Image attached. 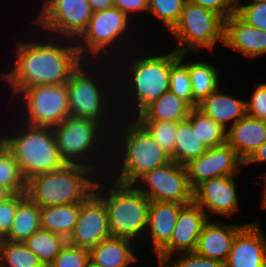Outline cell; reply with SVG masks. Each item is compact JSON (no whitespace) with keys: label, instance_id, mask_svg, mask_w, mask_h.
<instances>
[{"label":"cell","instance_id":"7402d4cb","mask_svg":"<svg viewBox=\"0 0 266 267\" xmlns=\"http://www.w3.org/2000/svg\"><path fill=\"white\" fill-rule=\"evenodd\" d=\"M184 206L176 202L150 201L148 226L151 227L157 254L170 242L178 214Z\"/></svg>","mask_w":266,"mask_h":267},{"label":"cell","instance_id":"277c9868","mask_svg":"<svg viewBox=\"0 0 266 267\" xmlns=\"http://www.w3.org/2000/svg\"><path fill=\"white\" fill-rule=\"evenodd\" d=\"M134 185L116 183L105 204L108 227L113 237L132 240L148 225L150 200Z\"/></svg>","mask_w":266,"mask_h":267},{"label":"cell","instance_id":"d6986e66","mask_svg":"<svg viewBox=\"0 0 266 267\" xmlns=\"http://www.w3.org/2000/svg\"><path fill=\"white\" fill-rule=\"evenodd\" d=\"M226 132V143L245 163L266 141V121L246 114Z\"/></svg>","mask_w":266,"mask_h":267},{"label":"cell","instance_id":"44dd1931","mask_svg":"<svg viewBox=\"0 0 266 267\" xmlns=\"http://www.w3.org/2000/svg\"><path fill=\"white\" fill-rule=\"evenodd\" d=\"M222 226V227H220ZM210 223L204 224L199 236L195 253L200 256L225 263L237 232L243 227Z\"/></svg>","mask_w":266,"mask_h":267},{"label":"cell","instance_id":"6da1fadb","mask_svg":"<svg viewBox=\"0 0 266 267\" xmlns=\"http://www.w3.org/2000/svg\"><path fill=\"white\" fill-rule=\"evenodd\" d=\"M83 44L57 47L52 44H18L14 70L4 77L13 92L44 84H65L71 72L80 64Z\"/></svg>","mask_w":266,"mask_h":267},{"label":"cell","instance_id":"ab89813d","mask_svg":"<svg viewBox=\"0 0 266 267\" xmlns=\"http://www.w3.org/2000/svg\"><path fill=\"white\" fill-rule=\"evenodd\" d=\"M246 114L266 121V83L259 85L251 101L246 102Z\"/></svg>","mask_w":266,"mask_h":267},{"label":"cell","instance_id":"b9f144b4","mask_svg":"<svg viewBox=\"0 0 266 267\" xmlns=\"http://www.w3.org/2000/svg\"><path fill=\"white\" fill-rule=\"evenodd\" d=\"M187 256L177 259L172 263V267H224V263L219 260L206 258L195 252H186Z\"/></svg>","mask_w":266,"mask_h":267},{"label":"cell","instance_id":"f907efd6","mask_svg":"<svg viewBox=\"0 0 266 267\" xmlns=\"http://www.w3.org/2000/svg\"><path fill=\"white\" fill-rule=\"evenodd\" d=\"M169 265H170V266H169ZM169 265H168V264H167V265H164V267H172L171 264H169Z\"/></svg>","mask_w":266,"mask_h":267},{"label":"cell","instance_id":"5b68a950","mask_svg":"<svg viewBox=\"0 0 266 267\" xmlns=\"http://www.w3.org/2000/svg\"><path fill=\"white\" fill-rule=\"evenodd\" d=\"M224 20L220 14L186 1L179 21L171 30L180 44L175 51L178 54H187L191 49H212L218 39L223 43Z\"/></svg>","mask_w":266,"mask_h":267},{"label":"cell","instance_id":"603a6c76","mask_svg":"<svg viewBox=\"0 0 266 267\" xmlns=\"http://www.w3.org/2000/svg\"><path fill=\"white\" fill-rule=\"evenodd\" d=\"M191 106L171 91L163 93L139 114L137 121L180 122L188 118Z\"/></svg>","mask_w":266,"mask_h":267},{"label":"cell","instance_id":"ac0fdd59","mask_svg":"<svg viewBox=\"0 0 266 267\" xmlns=\"http://www.w3.org/2000/svg\"><path fill=\"white\" fill-rule=\"evenodd\" d=\"M128 17L116 7L93 12L86 30L80 37L97 54L111 44L126 29Z\"/></svg>","mask_w":266,"mask_h":267},{"label":"cell","instance_id":"ffe728a7","mask_svg":"<svg viewBox=\"0 0 266 267\" xmlns=\"http://www.w3.org/2000/svg\"><path fill=\"white\" fill-rule=\"evenodd\" d=\"M224 45L249 57L266 53V32L243 21L236 13L224 20Z\"/></svg>","mask_w":266,"mask_h":267},{"label":"cell","instance_id":"7bdbcfd3","mask_svg":"<svg viewBox=\"0 0 266 267\" xmlns=\"http://www.w3.org/2000/svg\"><path fill=\"white\" fill-rule=\"evenodd\" d=\"M114 7L122 11L127 17L130 11H148V0H113Z\"/></svg>","mask_w":266,"mask_h":267},{"label":"cell","instance_id":"8992f818","mask_svg":"<svg viewBox=\"0 0 266 267\" xmlns=\"http://www.w3.org/2000/svg\"><path fill=\"white\" fill-rule=\"evenodd\" d=\"M124 138L126 154L118 183L133 185L147 172L171 161L170 156L138 121L128 124Z\"/></svg>","mask_w":266,"mask_h":267},{"label":"cell","instance_id":"7c38bea8","mask_svg":"<svg viewBox=\"0 0 266 267\" xmlns=\"http://www.w3.org/2000/svg\"><path fill=\"white\" fill-rule=\"evenodd\" d=\"M97 195L94 192L80 203L77 223L67 243L90 251L101 241L111 237L105 204Z\"/></svg>","mask_w":266,"mask_h":267},{"label":"cell","instance_id":"f546056e","mask_svg":"<svg viewBox=\"0 0 266 267\" xmlns=\"http://www.w3.org/2000/svg\"><path fill=\"white\" fill-rule=\"evenodd\" d=\"M187 120L191 123L192 130H195L199 139L208 148L226 143L227 130L197 107L191 108Z\"/></svg>","mask_w":266,"mask_h":267},{"label":"cell","instance_id":"f1b7e54d","mask_svg":"<svg viewBox=\"0 0 266 267\" xmlns=\"http://www.w3.org/2000/svg\"><path fill=\"white\" fill-rule=\"evenodd\" d=\"M24 244L38 256L45 267H49L67 244V239L64 236L40 228Z\"/></svg>","mask_w":266,"mask_h":267},{"label":"cell","instance_id":"d590c367","mask_svg":"<svg viewBox=\"0 0 266 267\" xmlns=\"http://www.w3.org/2000/svg\"><path fill=\"white\" fill-rule=\"evenodd\" d=\"M186 0H148V12L154 14L171 31L179 21Z\"/></svg>","mask_w":266,"mask_h":267},{"label":"cell","instance_id":"836d02e7","mask_svg":"<svg viewBox=\"0 0 266 267\" xmlns=\"http://www.w3.org/2000/svg\"><path fill=\"white\" fill-rule=\"evenodd\" d=\"M186 54H179V58L171 65L169 77V91L186 101L192 108L197 107L193 100L191 79L186 64H181Z\"/></svg>","mask_w":266,"mask_h":267},{"label":"cell","instance_id":"9a60e30c","mask_svg":"<svg viewBox=\"0 0 266 267\" xmlns=\"http://www.w3.org/2000/svg\"><path fill=\"white\" fill-rule=\"evenodd\" d=\"M79 64L70 74L67 84L70 115L99 121L102 98L99 87L86 75Z\"/></svg>","mask_w":266,"mask_h":267},{"label":"cell","instance_id":"f35d334b","mask_svg":"<svg viewBox=\"0 0 266 267\" xmlns=\"http://www.w3.org/2000/svg\"><path fill=\"white\" fill-rule=\"evenodd\" d=\"M26 197L25 193L13 194L6 201L0 203V238L3 239L10 231L16 209Z\"/></svg>","mask_w":266,"mask_h":267},{"label":"cell","instance_id":"e575fe53","mask_svg":"<svg viewBox=\"0 0 266 267\" xmlns=\"http://www.w3.org/2000/svg\"><path fill=\"white\" fill-rule=\"evenodd\" d=\"M171 157L174 154L177 122L170 121H138Z\"/></svg>","mask_w":266,"mask_h":267},{"label":"cell","instance_id":"60d3db41","mask_svg":"<svg viewBox=\"0 0 266 267\" xmlns=\"http://www.w3.org/2000/svg\"><path fill=\"white\" fill-rule=\"evenodd\" d=\"M190 3L200 5L220 14L224 19L236 13V5H240L238 0H186Z\"/></svg>","mask_w":266,"mask_h":267},{"label":"cell","instance_id":"bcb514c9","mask_svg":"<svg viewBox=\"0 0 266 267\" xmlns=\"http://www.w3.org/2000/svg\"><path fill=\"white\" fill-rule=\"evenodd\" d=\"M13 194L5 187L0 185V203L6 201Z\"/></svg>","mask_w":266,"mask_h":267},{"label":"cell","instance_id":"3957f363","mask_svg":"<svg viewBox=\"0 0 266 267\" xmlns=\"http://www.w3.org/2000/svg\"><path fill=\"white\" fill-rule=\"evenodd\" d=\"M28 126V132L26 130L18 137L2 138L5 147L15 157L25 181L66 164L59 153L53 129Z\"/></svg>","mask_w":266,"mask_h":267},{"label":"cell","instance_id":"d6a6232c","mask_svg":"<svg viewBox=\"0 0 266 267\" xmlns=\"http://www.w3.org/2000/svg\"><path fill=\"white\" fill-rule=\"evenodd\" d=\"M0 185L7 188L12 194L26 192V181L19 170L15 157L5 147L2 138L0 139Z\"/></svg>","mask_w":266,"mask_h":267},{"label":"cell","instance_id":"7dc6e473","mask_svg":"<svg viewBox=\"0 0 266 267\" xmlns=\"http://www.w3.org/2000/svg\"><path fill=\"white\" fill-rule=\"evenodd\" d=\"M264 178H265V189H264L265 191H264V199L262 202V206L266 207V174H265Z\"/></svg>","mask_w":266,"mask_h":267},{"label":"cell","instance_id":"4dcf8cb0","mask_svg":"<svg viewBox=\"0 0 266 267\" xmlns=\"http://www.w3.org/2000/svg\"><path fill=\"white\" fill-rule=\"evenodd\" d=\"M186 65L191 79L193 100L199 104L211 93L218 90V72L213 66L204 62Z\"/></svg>","mask_w":266,"mask_h":267},{"label":"cell","instance_id":"8fae6325","mask_svg":"<svg viewBox=\"0 0 266 267\" xmlns=\"http://www.w3.org/2000/svg\"><path fill=\"white\" fill-rule=\"evenodd\" d=\"M92 13L88 0H48L37 23L78 38L86 30Z\"/></svg>","mask_w":266,"mask_h":267},{"label":"cell","instance_id":"83f0119b","mask_svg":"<svg viewBox=\"0 0 266 267\" xmlns=\"http://www.w3.org/2000/svg\"><path fill=\"white\" fill-rule=\"evenodd\" d=\"M209 148L199 139L191 123L186 119L177 122L175 135L174 154L171 160L178 164L186 165L192 159L198 158Z\"/></svg>","mask_w":266,"mask_h":267},{"label":"cell","instance_id":"484cf974","mask_svg":"<svg viewBox=\"0 0 266 267\" xmlns=\"http://www.w3.org/2000/svg\"><path fill=\"white\" fill-rule=\"evenodd\" d=\"M79 211L80 203L40 208L41 228L68 239L77 223Z\"/></svg>","mask_w":266,"mask_h":267},{"label":"cell","instance_id":"74e56055","mask_svg":"<svg viewBox=\"0 0 266 267\" xmlns=\"http://www.w3.org/2000/svg\"><path fill=\"white\" fill-rule=\"evenodd\" d=\"M236 14L247 24L266 32V2L237 5Z\"/></svg>","mask_w":266,"mask_h":267},{"label":"cell","instance_id":"ee69618b","mask_svg":"<svg viewBox=\"0 0 266 267\" xmlns=\"http://www.w3.org/2000/svg\"><path fill=\"white\" fill-rule=\"evenodd\" d=\"M92 12L104 11L106 9L114 7L113 0H88Z\"/></svg>","mask_w":266,"mask_h":267},{"label":"cell","instance_id":"681fc988","mask_svg":"<svg viewBox=\"0 0 266 267\" xmlns=\"http://www.w3.org/2000/svg\"><path fill=\"white\" fill-rule=\"evenodd\" d=\"M253 2H266V0H254Z\"/></svg>","mask_w":266,"mask_h":267},{"label":"cell","instance_id":"2e32d148","mask_svg":"<svg viewBox=\"0 0 266 267\" xmlns=\"http://www.w3.org/2000/svg\"><path fill=\"white\" fill-rule=\"evenodd\" d=\"M255 224H245L236 234L224 267H266V239Z\"/></svg>","mask_w":266,"mask_h":267},{"label":"cell","instance_id":"ba28073f","mask_svg":"<svg viewBox=\"0 0 266 267\" xmlns=\"http://www.w3.org/2000/svg\"><path fill=\"white\" fill-rule=\"evenodd\" d=\"M141 179L149 185L150 191L139 190L150 201L176 202L182 205L193 202V189L189 183L186 165L171 160L147 172Z\"/></svg>","mask_w":266,"mask_h":267},{"label":"cell","instance_id":"cb8c5ba5","mask_svg":"<svg viewBox=\"0 0 266 267\" xmlns=\"http://www.w3.org/2000/svg\"><path fill=\"white\" fill-rule=\"evenodd\" d=\"M132 251L129 239L111 236L89 252L90 260L100 267H127L137 260Z\"/></svg>","mask_w":266,"mask_h":267},{"label":"cell","instance_id":"5bb4252c","mask_svg":"<svg viewBox=\"0 0 266 267\" xmlns=\"http://www.w3.org/2000/svg\"><path fill=\"white\" fill-rule=\"evenodd\" d=\"M208 215L197 204L185 205L178 214L170 242L157 254L160 266L169 260L172 252H194Z\"/></svg>","mask_w":266,"mask_h":267},{"label":"cell","instance_id":"8d00e7d4","mask_svg":"<svg viewBox=\"0 0 266 267\" xmlns=\"http://www.w3.org/2000/svg\"><path fill=\"white\" fill-rule=\"evenodd\" d=\"M89 250L67 243L49 267H86Z\"/></svg>","mask_w":266,"mask_h":267},{"label":"cell","instance_id":"9c48e42d","mask_svg":"<svg viewBox=\"0 0 266 267\" xmlns=\"http://www.w3.org/2000/svg\"><path fill=\"white\" fill-rule=\"evenodd\" d=\"M179 58L176 51L168 55L137 60L132 66L136 97L139 100L138 114L152 101L169 91L171 65Z\"/></svg>","mask_w":266,"mask_h":267},{"label":"cell","instance_id":"1f68e13d","mask_svg":"<svg viewBox=\"0 0 266 267\" xmlns=\"http://www.w3.org/2000/svg\"><path fill=\"white\" fill-rule=\"evenodd\" d=\"M7 264L9 267H45L38 256L24 243L2 239L0 243V267H7Z\"/></svg>","mask_w":266,"mask_h":267},{"label":"cell","instance_id":"d4e9b609","mask_svg":"<svg viewBox=\"0 0 266 267\" xmlns=\"http://www.w3.org/2000/svg\"><path fill=\"white\" fill-rule=\"evenodd\" d=\"M197 108L225 129L229 120L235 119L236 123L246 115V101L219 94L217 90L202 100Z\"/></svg>","mask_w":266,"mask_h":267},{"label":"cell","instance_id":"30bf717a","mask_svg":"<svg viewBox=\"0 0 266 267\" xmlns=\"http://www.w3.org/2000/svg\"><path fill=\"white\" fill-rule=\"evenodd\" d=\"M99 122L90 118L70 115L61 124L52 128L61 158L66 164L80 165L79 155H86L96 145ZM76 158V159H75Z\"/></svg>","mask_w":266,"mask_h":267},{"label":"cell","instance_id":"4fadbf2b","mask_svg":"<svg viewBox=\"0 0 266 267\" xmlns=\"http://www.w3.org/2000/svg\"><path fill=\"white\" fill-rule=\"evenodd\" d=\"M241 164L244 162L227 143L209 148L204 154L186 164L190 186L194 190L203 181L234 175L237 165Z\"/></svg>","mask_w":266,"mask_h":267},{"label":"cell","instance_id":"e0dca14e","mask_svg":"<svg viewBox=\"0 0 266 267\" xmlns=\"http://www.w3.org/2000/svg\"><path fill=\"white\" fill-rule=\"evenodd\" d=\"M234 175L221 176L203 181L193 190V202L203 211L230 215L238 208Z\"/></svg>","mask_w":266,"mask_h":267},{"label":"cell","instance_id":"f6af8a7d","mask_svg":"<svg viewBox=\"0 0 266 267\" xmlns=\"http://www.w3.org/2000/svg\"><path fill=\"white\" fill-rule=\"evenodd\" d=\"M260 161H266V141L250 156L245 164Z\"/></svg>","mask_w":266,"mask_h":267},{"label":"cell","instance_id":"7a4b0ae2","mask_svg":"<svg viewBox=\"0 0 266 267\" xmlns=\"http://www.w3.org/2000/svg\"><path fill=\"white\" fill-rule=\"evenodd\" d=\"M91 170L92 165L65 164L62 168L26 181L25 194L40 208L83 203L100 186L85 177Z\"/></svg>","mask_w":266,"mask_h":267},{"label":"cell","instance_id":"c3c4849f","mask_svg":"<svg viewBox=\"0 0 266 267\" xmlns=\"http://www.w3.org/2000/svg\"><path fill=\"white\" fill-rule=\"evenodd\" d=\"M86 267H100L99 265H96L94 262L89 260L86 264Z\"/></svg>","mask_w":266,"mask_h":267},{"label":"cell","instance_id":"4316f807","mask_svg":"<svg viewBox=\"0 0 266 267\" xmlns=\"http://www.w3.org/2000/svg\"><path fill=\"white\" fill-rule=\"evenodd\" d=\"M41 228L40 207L27 196L19 203L9 233L3 238L24 243Z\"/></svg>","mask_w":266,"mask_h":267},{"label":"cell","instance_id":"52a82bcc","mask_svg":"<svg viewBox=\"0 0 266 267\" xmlns=\"http://www.w3.org/2000/svg\"><path fill=\"white\" fill-rule=\"evenodd\" d=\"M29 112L28 125L54 128L70 116L67 84H44L24 88Z\"/></svg>","mask_w":266,"mask_h":267}]
</instances>
